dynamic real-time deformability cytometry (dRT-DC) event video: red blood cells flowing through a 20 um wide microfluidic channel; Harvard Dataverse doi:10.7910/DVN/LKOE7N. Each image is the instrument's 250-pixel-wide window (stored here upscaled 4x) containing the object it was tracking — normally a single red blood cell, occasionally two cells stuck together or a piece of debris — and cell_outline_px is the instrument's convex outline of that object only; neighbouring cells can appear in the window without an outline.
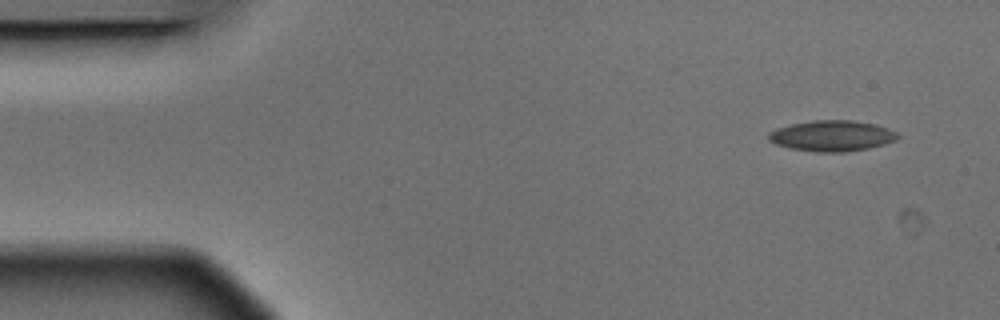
{"species": "Egyptian fruit bat (a non-hibernating species)", "species_latin": "Rousettus aegyptiacus", "temperature_condition": "warm", "stored_images_in_passage": 5, "segment_of_instrument_passage": [2, 2], "camera_frame_rate_fps": 3000, "um_per_image_px": 0.085, "animal": {"sex": "male"}, "frame": {"image": 1, "passage_image": 5, "time_ms": 1.333, "image_size_px": [1000, 320], "cell_outline_px": [[900, 136], [896, 140], [884, 144], [868, 148], [844, 152], [816, 152], [788, 148], [776, 144], [768, 140], [768, 132], [776, 128], [792, 124], [812, 120], [852, 120], [876, 124], [888, 128], [896, 132]], "centroid_in_image_um": [70.71, 11.54], "position_along_channel_um": 14.3, "area_um2": 23.29}}